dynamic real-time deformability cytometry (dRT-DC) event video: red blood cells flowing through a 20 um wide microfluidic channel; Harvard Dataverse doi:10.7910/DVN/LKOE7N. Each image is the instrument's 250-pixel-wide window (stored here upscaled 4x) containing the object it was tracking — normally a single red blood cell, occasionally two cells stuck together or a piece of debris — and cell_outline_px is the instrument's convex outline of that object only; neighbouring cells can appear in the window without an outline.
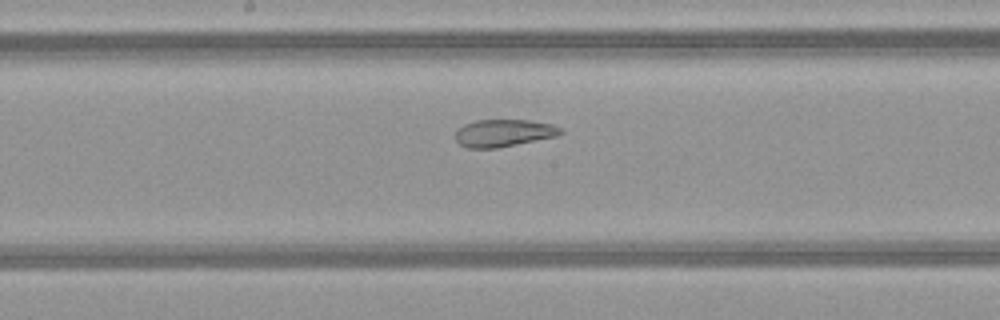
{"species": "common noctule bat (a hibernating species)", "species_latin": "Nyctalus noctula", "temperature_condition": "warm", "stored_images_in_passage": 28, "camera_frame_rate_fps": 3000, "um_per_image_px": 0.085, "animal": {"sex": "female", "body_mass_g": 21.9}, "frame": {"image": 1, "passage_image": 18, "time_ms": 5.667, "image_size_px": [1000, 320], "cell_outline_px": [[564, 132], [556, 136], [496, 148], [468, 148], [460, 144], [456, 140], [456, 128], [464, 124], [476, 120], [528, 120], [552, 124], [564, 128]], "centroid_in_image_um": [42.81, 11.29], "position_along_channel_um": 205.4, "area_um2": 16.76}}
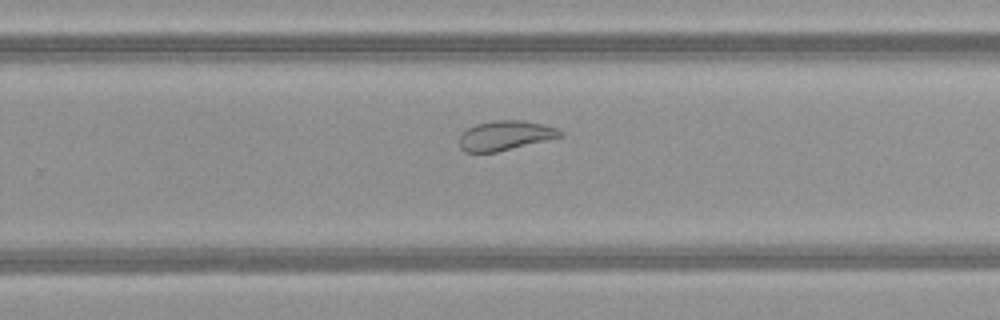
{"frame": {"image": 2, "passage_image": 24, "time_ms": 7.667, "image_size_px": [1000, 320], "cell_outline_px": [[564, 136], [496, 152], [464, 152], [460, 148], [460, 136], [468, 128], [476, 124], [496, 120], [524, 120], [556, 128], [564, 132]], "centroid_in_image_um": [42.95, 11.52], "position_along_channel_um": 286.8, "area_um2": 17.22}}
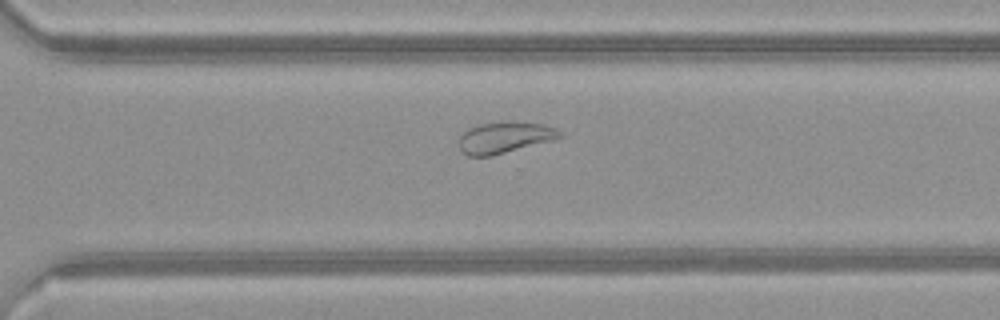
{"frame": {"image": 3, "passage_image": 27, "time_ms": 8.667, "image_size_px": [1000, 320], "cell_outline_px": [[564, 136], [552, 140], [492, 156], [468, 156], [460, 148], [460, 136], [468, 128], [480, 124], [516, 120], [540, 124], [556, 128]], "centroid_in_image_um": [42.91, 11.67], "position_along_channel_um": 327.7, "area_um2": 18.32}}